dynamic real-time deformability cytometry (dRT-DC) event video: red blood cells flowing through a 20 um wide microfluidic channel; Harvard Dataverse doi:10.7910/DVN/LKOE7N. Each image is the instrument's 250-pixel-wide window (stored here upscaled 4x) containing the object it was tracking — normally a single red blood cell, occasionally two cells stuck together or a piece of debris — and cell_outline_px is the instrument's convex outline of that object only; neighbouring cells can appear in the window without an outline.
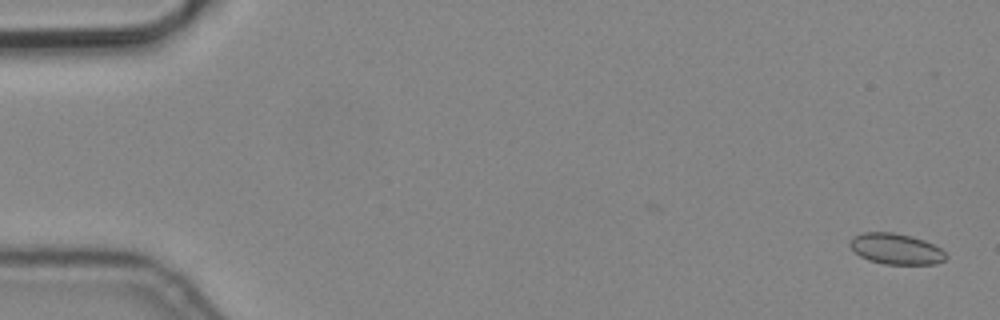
{"species": "common noctule bat (a hibernating species)", "species_latin": "Nyctalus noctula", "temperature_condition": "cold", "stored_images_in_passage": 5, "camera_frame_rate_fps": 3000, "um_per_image_px": 0.085, "animal": {"sex": "male", "body_mass_g": 19.2, "forearm_length_mm": 51.8}, "frame": {"image": 1, "passage_image": 1, "time_ms": 0.0, "image_size_px": [1000, 320], "cell_outline_px": [[948, 256], [944, 260], [936, 264], [884, 264], [868, 260], [860, 256], [848, 244], [852, 236], [860, 232], [892, 232], [912, 236], [924, 240], [940, 248]], "centroid_in_image_um": [76.13, 21.15], "position_along_channel_um": 8.9, "area_um2": 17.34}}
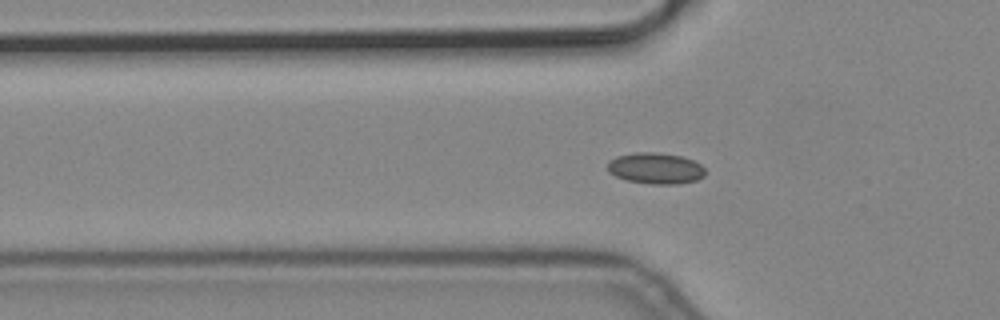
{"frame": {"image": 2, "passage_image": 5, "time_ms": 1.333, "image_size_px": [1000, 320], "cell_outline_px": [[704, 176], [696, 180], [676, 184], [652, 184], [628, 180], [616, 176], [608, 172], [608, 160], [616, 156], [636, 152], [652, 152], [680, 156], [692, 160], [700, 164], [704, 168]], "centroid_in_image_um": [55.7, 14.3], "position_along_channel_um": 70.1, "area_um2": 17.57}}